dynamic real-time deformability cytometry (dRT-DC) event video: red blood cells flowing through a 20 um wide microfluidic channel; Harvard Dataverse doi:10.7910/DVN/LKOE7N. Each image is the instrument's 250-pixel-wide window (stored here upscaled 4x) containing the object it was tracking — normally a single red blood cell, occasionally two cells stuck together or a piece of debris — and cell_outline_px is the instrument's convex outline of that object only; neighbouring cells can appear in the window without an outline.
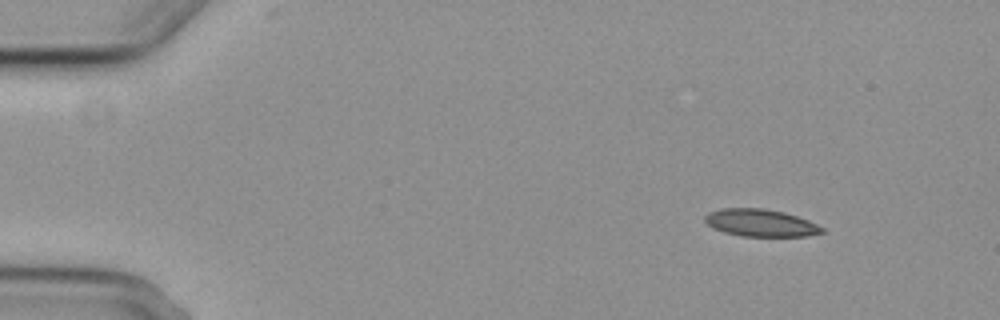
{"species": "common noctule bat (a hibernating species)", "species_latin": "Nyctalus noctula", "temperature_condition": "cold", "stored_images_in_passage": 3, "segment_of_instrument_passage": [2, 2], "camera_frame_rate_fps": 3000, "um_per_image_px": 0.085, "animal": {"sex": "female", "body_mass_g": 29.2, "forearm_length_mm": 56.3}, "frame": {"image": 1, "passage_image": 3, "time_ms": 4.0, "image_size_px": [1000, 320], "cell_outline_px": [[824, 232], [808, 236], [740, 236], [724, 232], [712, 228], [704, 220], [704, 216], [708, 212], [720, 208], [764, 208], [784, 212], [808, 220], [824, 228]], "centroid_in_image_um": [64.62, 18.94], "position_along_channel_um": 20.4, "area_um2": 18.73}}